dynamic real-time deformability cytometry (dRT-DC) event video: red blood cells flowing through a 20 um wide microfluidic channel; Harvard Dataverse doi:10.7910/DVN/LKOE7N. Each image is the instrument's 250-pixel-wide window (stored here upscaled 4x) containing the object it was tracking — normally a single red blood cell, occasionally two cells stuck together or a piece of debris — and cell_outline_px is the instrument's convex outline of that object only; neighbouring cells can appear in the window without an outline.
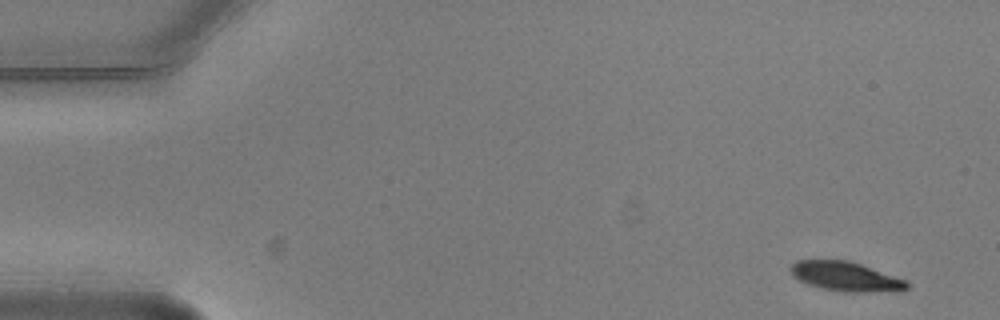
{"species": "common noctule bat (a hibernating species)", "species_latin": "Nyctalus noctula", "temperature_condition": "warm", "stored_images_in_passage": 5, "camera_frame_rate_fps": 3000, "um_per_image_px": 0.085, "animal": {"sex": "male", "body_mass_g": 20.5, "forearm_length_mm": 52.5}, "frame": {"image": 1, "passage_image": 1, "time_ms": 0.0, "image_size_px": [1000, 320], "cell_outline_px": [[912, 284], [908, 288], [900, 292], [848, 292], [824, 288], [808, 284], [800, 280], [788, 268], [796, 260], [848, 260], [908, 280]], "centroid_in_image_um": [71.99, 23.51], "position_along_channel_um": 13.0, "area_um2": 20.0}}
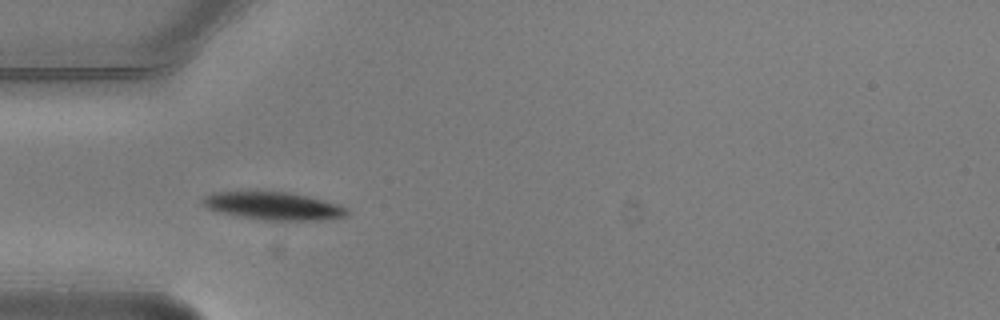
{"frame": {"image": 2, "passage_image": 4, "time_ms": 1.0, "image_size_px": [1000, 320], "cell_outline_px": [[348, 212], [344, 216], [316, 220], [264, 220], [240, 216], [220, 212], [208, 208], [204, 204], [204, 196], [212, 192], [292, 192], [324, 200], [348, 208]], "centroid_in_image_um": [23.25, 17.5], "position_along_channel_um": 61.8, "area_um2": 22.95}}
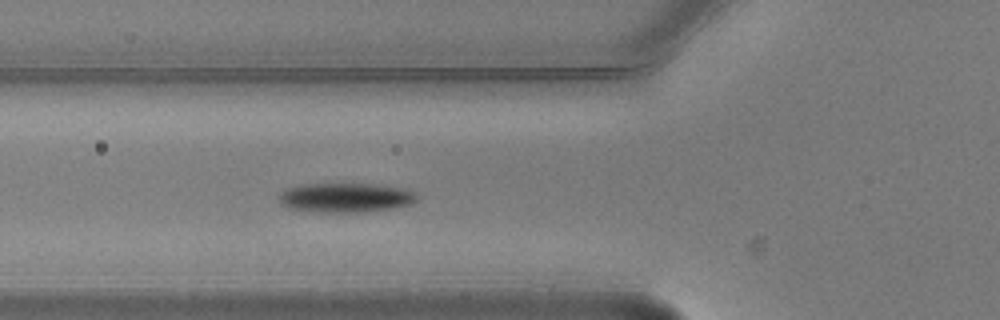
{"frame": {"image": 3, "passage_image": 5, "time_ms": 1.333, "image_size_px": [1000, 320], "cell_outline_px": [[420, 196], [412, 204], [364, 212], [320, 212], [288, 208], [280, 200], [280, 196], [284, 188], [300, 184], [376, 184], [404, 188], [416, 192]], "centroid_in_image_um": [29.41, 16.78], "position_along_channel_um": 96.4, "area_um2": 23.64}}